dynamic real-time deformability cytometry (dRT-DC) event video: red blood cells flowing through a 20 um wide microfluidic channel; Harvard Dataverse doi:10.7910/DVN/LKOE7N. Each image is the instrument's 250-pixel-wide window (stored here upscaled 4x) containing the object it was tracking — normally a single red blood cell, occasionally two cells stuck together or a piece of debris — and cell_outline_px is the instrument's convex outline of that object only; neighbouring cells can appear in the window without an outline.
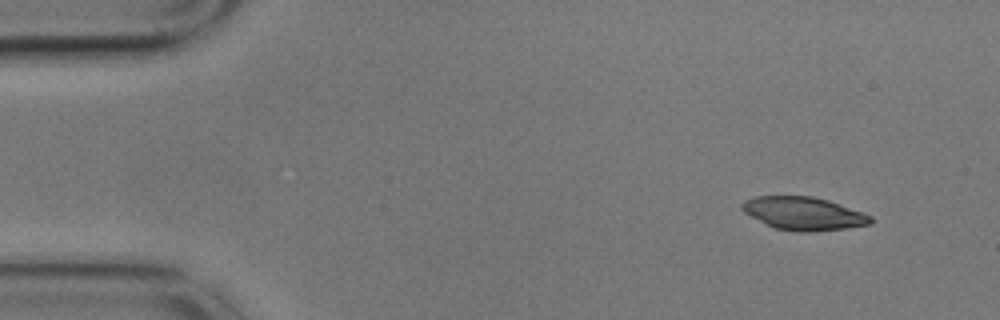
{"species": "common noctule bat (a hibernating species)", "species_latin": "Nyctalus noctula", "temperature_condition": "cold", "stored_images_in_passage": 52, "camera_frame_rate_fps": 3000, "um_per_image_px": 0.085, "animal": {"sex": "male", "body_mass_g": 17.9}, "frame": {"image": 1, "passage_image": 1, "time_ms": 0.0, "image_size_px": [1000, 320], "cell_outline_px": [[872, 224], [844, 228], [808, 232], [800, 232], [776, 228], [744, 212], [740, 208], [740, 204], [744, 200], [756, 196], [812, 196], [828, 200], [872, 216]], "centroid_in_image_um": [68.29, 18.13], "position_along_channel_um": 16.7, "area_um2": 24.45}}
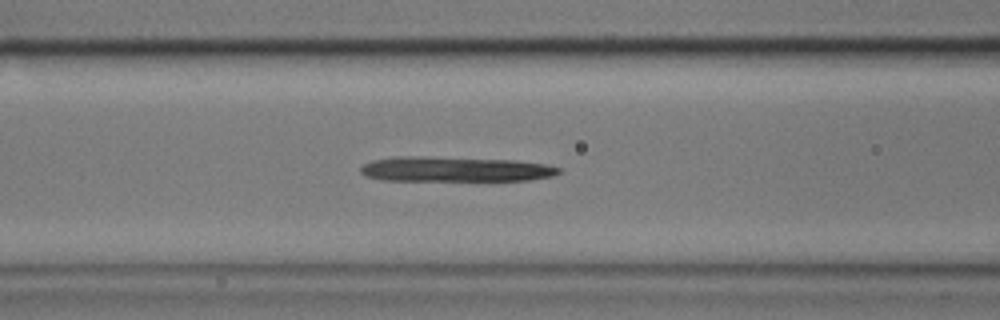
{"frame": {"image": 2, "passage_image": 18, "time_ms": 5.667, "image_size_px": [1000, 320], "cell_outline_px": [[564, 172], [552, 176], [528, 180], [380, 180], [364, 176], [360, 172], [360, 168], [364, 164], [372, 160], [396, 156], [428, 156], [516, 160], [544, 164], [560, 168]], "centroid_in_image_um": [38.65, 14.37], "position_along_channel_um": 127.9, "area_um2": 29.07}}
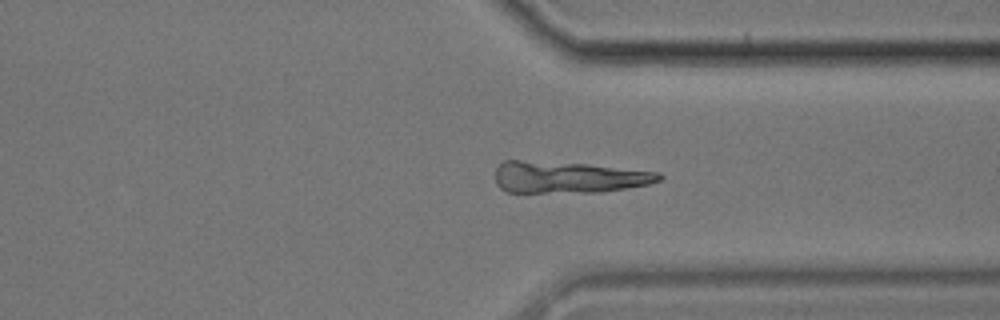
{"frame": {"image": 3, "passage_image": 38, "time_ms": 12.333, "image_size_px": [1000, 320], "cell_outline_px": [[664, 176], [660, 180], [648, 184], [600, 192], [508, 192], [500, 188], [496, 184], [496, 168], [504, 160], [520, 160], [584, 164], [660, 172]], "centroid_in_image_um": [48.29, 15.06], "position_along_channel_um": 363.1, "area_um2": 29.94}}